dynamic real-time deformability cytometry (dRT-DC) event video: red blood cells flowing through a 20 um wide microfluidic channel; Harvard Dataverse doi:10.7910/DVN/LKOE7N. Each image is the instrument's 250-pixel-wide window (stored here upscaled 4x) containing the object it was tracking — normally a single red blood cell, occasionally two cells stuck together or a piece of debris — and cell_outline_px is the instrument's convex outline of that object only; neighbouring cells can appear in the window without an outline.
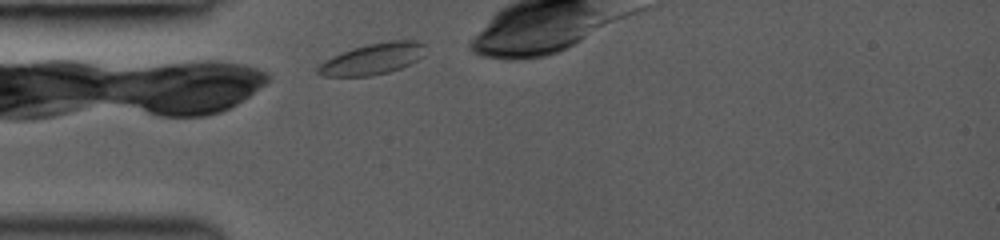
{"species": "common noctule bat (a hibernating species)", "species_latin": "Nyctalus noctula", "temperature_condition": "room temperature", "stored_images_in_passage": 4, "camera_frame_rate_fps": 3000, "um_per_image_px": 0.085, "animal": {"sex": "female", "body_mass_g": 19.0, "forearm_length_mm": 53.3}, "frame": {"image": 1, "passage_image": 1, "time_ms": 0.0, "image_size_px": [1000, 240], "cell_outline_px": [[428, 44], [424, 56], [400, 68], [388, 72], [372, 76], [324, 76], [316, 72], [316, 68], [320, 64], [332, 56], [352, 48], [368, 44], [388, 40], [416, 40]], "centroid_in_image_um": [31.72, 4.99], "position_along_channel_um": 53.3, "area_um2": 19.71}}